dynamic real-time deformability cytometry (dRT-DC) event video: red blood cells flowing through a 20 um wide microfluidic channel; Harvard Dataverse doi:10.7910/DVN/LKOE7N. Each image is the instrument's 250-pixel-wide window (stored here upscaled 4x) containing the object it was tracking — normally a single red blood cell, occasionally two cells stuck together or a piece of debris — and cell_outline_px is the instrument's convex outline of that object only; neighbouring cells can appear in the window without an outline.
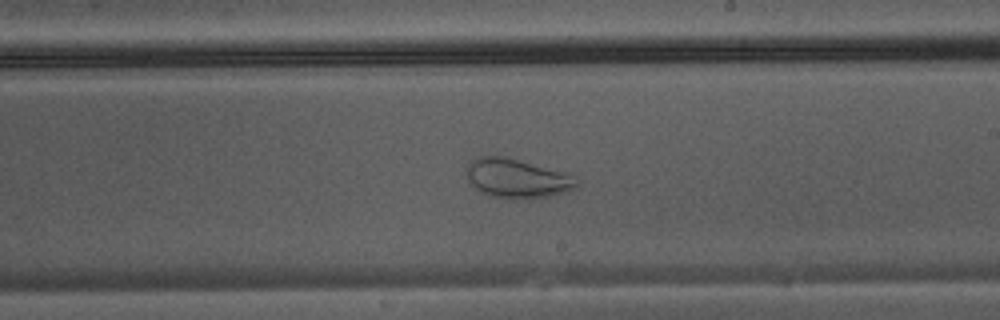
{"species": "Egyptian fruit bat (a non-hibernating species)", "species_latin": "Rousettus aegyptiacus", "temperature_condition": "warm", "stored_images_in_passage": 30, "camera_frame_rate_fps": 3000, "um_per_image_px": 0.085, "animal": {"sex": "male"}, "frame": {"image": 1, "passage_image": 18, "time_ms": 5.667, "image_size_px": [1000, 320], "cell_outline_px": [[576, 188], [564, 192], [532, 200], [512, 200], [492, 196], [476, 188], [468, 180], [468, 164], [476, 156], [500, 156], [572, 172], [576, 184]], "centroid_in_image_um": [44.0, 15.17], "position_along_channel_um": 245.0, "area_um2": 25.37}}